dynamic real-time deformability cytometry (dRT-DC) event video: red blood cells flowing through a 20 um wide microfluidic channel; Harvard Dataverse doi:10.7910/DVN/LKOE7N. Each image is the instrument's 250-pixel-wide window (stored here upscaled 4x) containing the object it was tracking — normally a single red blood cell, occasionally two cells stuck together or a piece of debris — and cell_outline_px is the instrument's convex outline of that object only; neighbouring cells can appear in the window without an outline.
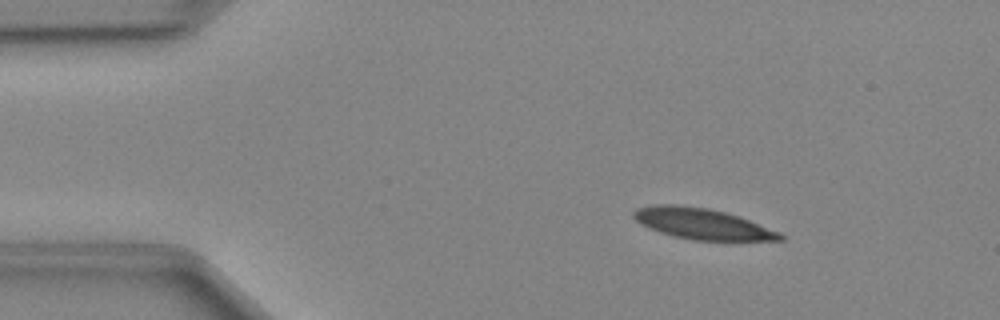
{"species": "Egyptian fruit bat (a non-hibernating species)", "species_latin": "Rousettus aegyptiacus", "temperature_condition": "cold", "stored_images_in_passage": 47, "camera_frame_rate_fps": 3000, "um_per_image_px": 0.085, "animal": {"sex": "female"}, "frame": {"image": 1, "passage_image": 6, "time_ms": 1.667, "image_size_px": [1000, 320], "cell_outline_px": [[784, 240], [692, 240], [672, 236], [648, 228], [640, 224], [632, 216], [632, 212], [636, 208], [656, 204], [676, 204], [708, 208], [724, 212], [748, 220], [780, 232], [784, 236]], "centroid_in_image_um": [59.62, 19.02], "position_along_channel_um": 25.4, "area_um2": 26.24}}
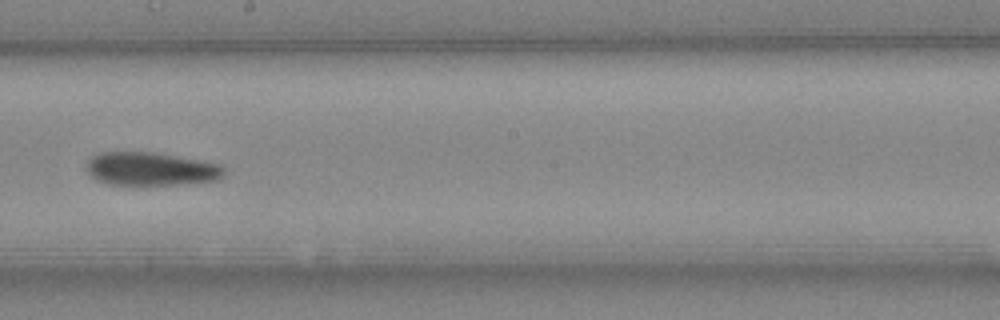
{"frame": {"image": 2, "passage_image": 26, "time_ms": 8.333, "image_size_px": [1000, 320], "cell_outline_px": [[224, 176], [220, 180], [140, 188], [108, 184], [96, 180], [88, 172], [88, 160], [92, 156], [100, 152], [152, 152], [176, 156], [220, 164], [224, 168]], "centroid_in_image_um": [12.82, 14.41], "position_along_channel_um": 235.4, "area_um2": 27.51}}
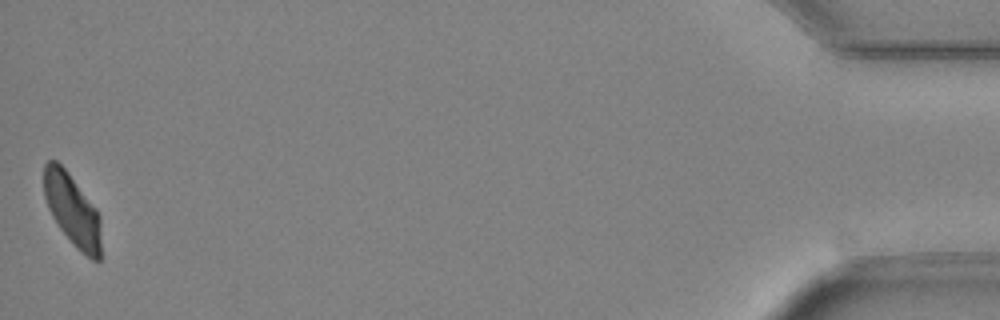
{"frame": {"image": 3, "passage_image": 47, "time_ms": 15.333, "image_size_px": [1000, 320], "cell_outline_px": [[100, 260], [92, 260], [80, 252], [72, 244], [60, 228], [52, 216], [48, 208], [44, 196], [44, 164], [48, 160], [56, 160], [68, 172], [96, 208], [100, 216]], "centroid_in_image_um": [6.14, 17.85], "position_along_channel_um": 429.1, "area_um2": 23.93}}